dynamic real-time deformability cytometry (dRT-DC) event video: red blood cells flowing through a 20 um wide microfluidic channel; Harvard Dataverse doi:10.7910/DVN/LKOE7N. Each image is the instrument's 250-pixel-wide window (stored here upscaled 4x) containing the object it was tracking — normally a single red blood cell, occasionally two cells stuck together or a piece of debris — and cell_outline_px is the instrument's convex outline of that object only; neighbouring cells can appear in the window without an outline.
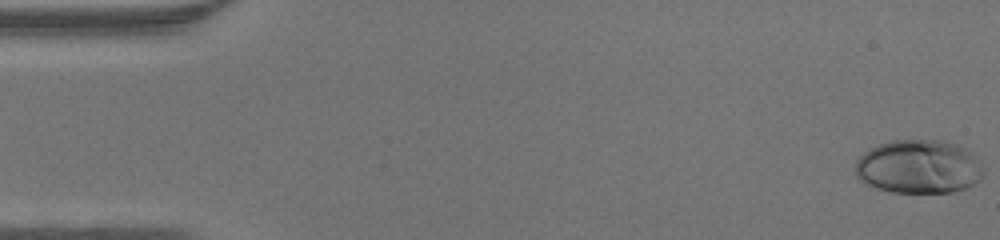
{"species": "human", "species_latin": "Homo sapiens", "temperature_condition": "warm", "stored_images_in_passage": 47, "camera_frame_rate_fps": 3000, "um_per_image_px": 0.085, "donor": {"sex": "male"}, "frame": {"image": 1, "passage_image": 1, "time_ms": 0.0, "image_size_px": [1000, 240], "cell_outline_px": [[984, 176], [980, 180], [968, 188], [952, 192], [888, 192], [864, 184], [856, 176], [856, 160], [864, 152], [880, 144], [892, 140], [944, 140], [956, 144], [972, 152], [980, 160], [984, 168]], "centroid_in_image_um": [78.13, 14.18], "position_along_channel_um": 6.9, "area_um2": 40.63}}
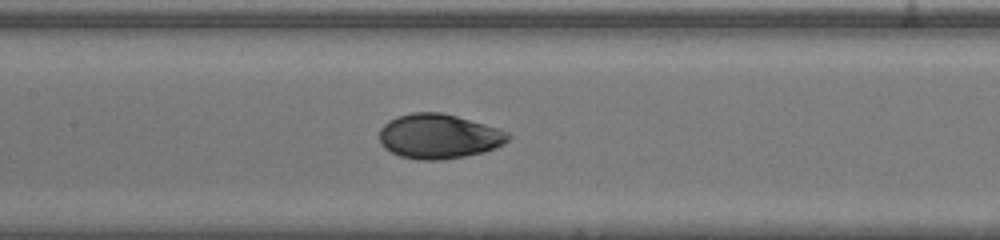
{"frame": {"image": 2, "passage_image": 22, "time_ms": 7.0, "image_size_px": [1000, 240], "cell_outline_px": [[512, 136], [504, 144], [484, 152], [464, 156], [436, 160], [420, 160], [400, 156], [384, 148], [380, 144], [380, 128], [388, 120], [396, 116], [412, 112], [440, 112], [456, 116], [500, 128], [508, 132]], "centroid_in_image_um": [37.3, 11.58], "position_along_channel_um": 170.1, "area_um2": 33.64}}
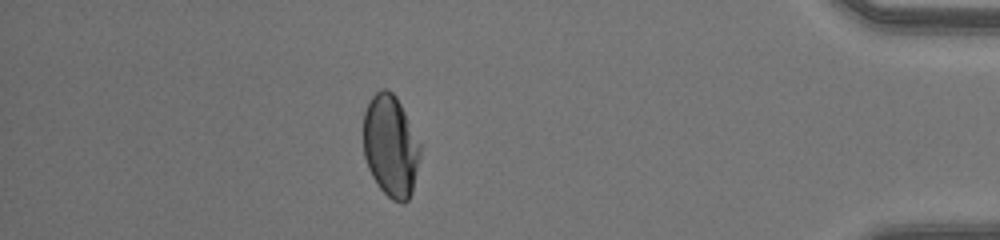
{"frame": {"image": 3, "passage_image": 41, "time_ms": 13.333, "image_size_px": [1000, 240], "cell_outline_px": [[420, 156], [412, 192], [408, 200], [404, 204], [400, 204], [392, 200], [380, 188], [372, 176], [368, 168], [364, 156], [364, 112], [372, 96], [380, 88], [388, 88], [396, 96], [420, 144]], "centroid_in_image_um": [33.2, 12.42], "position_along_channel_um": 402.0, "area_um2": 33.58}}